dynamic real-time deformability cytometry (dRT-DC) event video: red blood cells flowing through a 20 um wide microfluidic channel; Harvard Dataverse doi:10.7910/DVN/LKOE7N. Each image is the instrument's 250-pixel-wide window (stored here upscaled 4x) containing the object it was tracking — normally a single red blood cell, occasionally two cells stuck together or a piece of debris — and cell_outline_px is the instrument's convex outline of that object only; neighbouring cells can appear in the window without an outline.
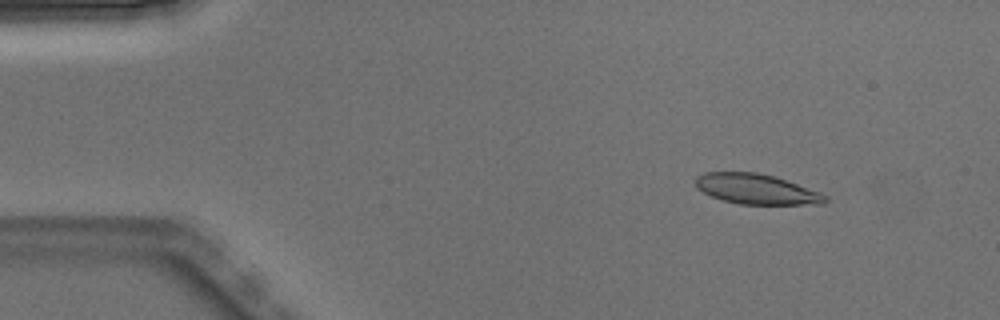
{"species": "Egyptian fruit bat (a non-hibernating species)", "species_latin": "Rousettus aegyptiacus", "temperature_condition": "warm", "stored_images_in_passage": 3, "camera_frame_rate_fps": 3000, "um_per_image_px": 0.085, "animal": {"sex": "male"}, "frame": {"image": 1, "passage_image": 1, "time_ms": 0.0, "image_size_px": [1000, 320], "cell_outline_px": [[828, 200], [824, 204], [740, 204], [724, 200], [712, 196], [696, 188], [696, 176], [704, 172], [756, 172], [772, 176], [820, 192], [828, 196]], "centroid_in_image_um": [64.29, 16.07], "position_along_channel_um": 20.7, "area_um2": 22.54}}